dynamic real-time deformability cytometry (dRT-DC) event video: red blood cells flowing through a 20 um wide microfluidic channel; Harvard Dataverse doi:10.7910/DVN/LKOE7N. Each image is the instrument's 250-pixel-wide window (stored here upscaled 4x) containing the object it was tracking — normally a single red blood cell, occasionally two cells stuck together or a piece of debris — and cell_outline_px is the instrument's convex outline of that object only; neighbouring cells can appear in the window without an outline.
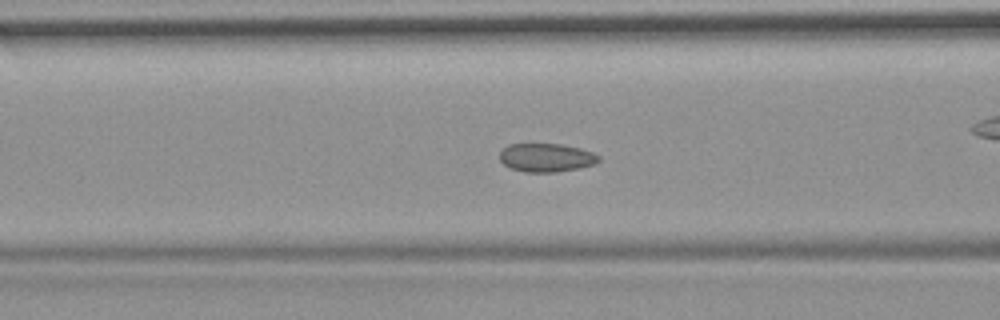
{"species": "common noctule bat (a hibernating species)", "species_latin": "Nyctalus noctula", "temperature_condition": "room temperature", "stored_images_in_passage": 41, "camera_frame_rate_fps": 3000, "um_per_image_px": 0.085, "animal": {"sex": "female", "body_mass_g": 19.9}, "frame": {"image": 1, "passage_image": 7, "time_ms": 2.0, "image_size_px": [1000, 320], "cell_outline_px": [[600, 160], [596, 164], [580, 168], [556, 172], [524, 172], [512, 168], [504, 164], [500, 160], [500, 152], [508, 144], [560, 144], [580, 148], [592, 152], [600, 156]], "centroid_in_image_um": [46.46, 13.4], "position_along_channel_um": 120.1, "area_um2": 16.47}, "authors_computed_cell_mechanics": {"area_um2": 16.473, "velocity_mm_per_s": 3.6927, "shape_relaxation_time_tau1_ms": null, "shape_relaxation_time_tau2_ms": 1.5469, "deformation_change_tau1": null, "deformation_change_tau2": 0.0493}}